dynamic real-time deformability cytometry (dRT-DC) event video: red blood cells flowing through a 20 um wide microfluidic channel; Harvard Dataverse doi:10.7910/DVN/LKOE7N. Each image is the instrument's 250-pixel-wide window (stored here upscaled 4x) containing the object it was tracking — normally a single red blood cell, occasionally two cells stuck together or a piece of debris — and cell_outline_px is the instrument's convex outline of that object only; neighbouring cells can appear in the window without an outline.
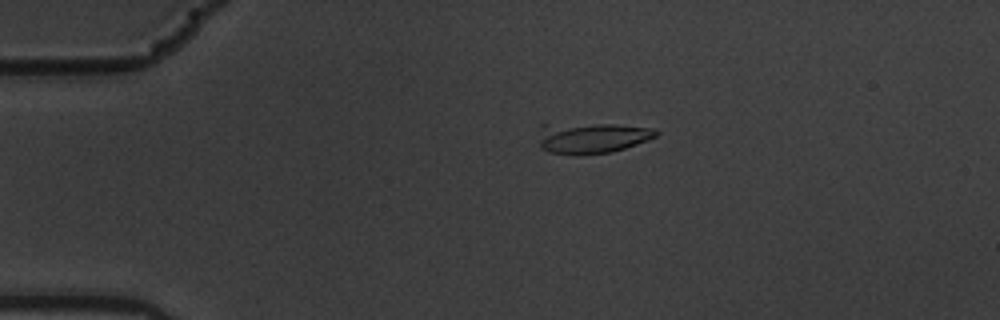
{"species": "common noctule bat (a hibernating species)", "species_latin": "Nyctalus noctula", "temperature_condition": "warm", "stored_images_in_passage": 9, "camera_frame_rate_fps": 3000, "um_per_image_px": 0.085, "animal": {"sex": "male", "body_mass_g": 19.5, "forearm_length_mm": 54.6}, "frame": {"image": 1, "passage_image": 1, "time_ms": 0.0, "image_size_px": [1000, 320], "cell_outline_px": [[660, 132], [656, 136], [648, 140], [612, 152], [572, 156], [548, 152], [540, 148], [540, 120], [616, 124], [656, 128]], "centroid_in_image_um": [50.19, 11.66], "position_along_channel_um": 34.8, "area_um2": 22.54}}
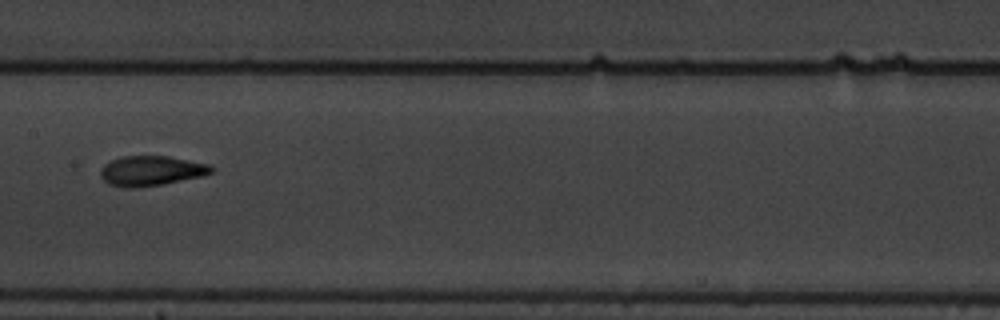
{"frame": {"image": 2, "passage_image": 6, "time_ms": 1.667, "image_size_px": [1000, 320], "cell_outline_px": [[216, 168], [212, 172], [204, 176], [164, 184], [136, 188], [124, 188], [108, 184], [100, 176], [100, 168], [104, 164], [120, 156], [168, 156], [208, 164]], "centroid_in_image_um": [12.84, 14.53], "position_along_channel_um": 194.6, "area_um2": 19.59}}
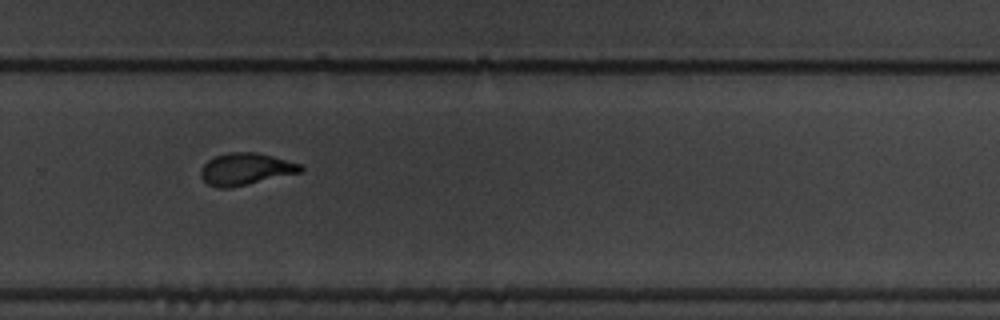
{"frame": {"image": 3, "passage_image": 9, "time_ms": 2.667, "image_size_px": [1000, 320], "cell_outline_px": [[304, 168], [300, 172], [228, 188], [216, 188], [208, 184], [200, 176], [200, 168], [208, 160], [216, 156], [228, 152], [256, 152], [304, 164]], "centroid_in_image_um": [20.87, 14.36], "position_along_channel_um": 308.9, "area_um2": 18.5}}